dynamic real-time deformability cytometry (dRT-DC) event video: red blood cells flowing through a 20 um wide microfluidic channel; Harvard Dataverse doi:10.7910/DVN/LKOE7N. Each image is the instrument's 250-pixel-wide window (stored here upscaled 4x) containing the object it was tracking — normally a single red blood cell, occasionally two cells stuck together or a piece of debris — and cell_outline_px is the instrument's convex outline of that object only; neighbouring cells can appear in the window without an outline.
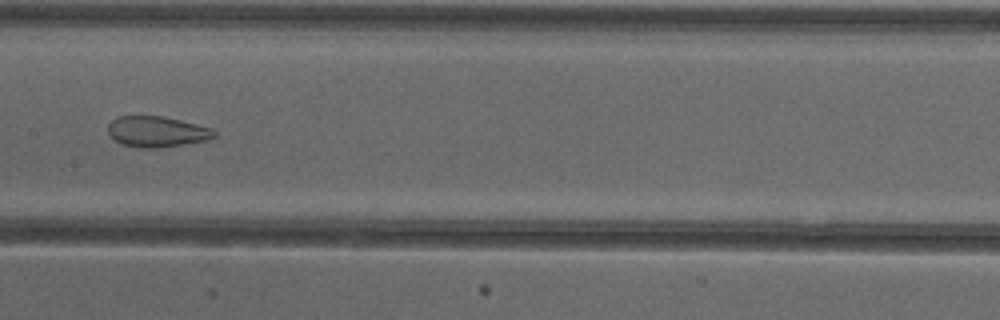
{"species": "common noctule bat (a hibernating species)", "species_latin": "Nyctalus noctula", "temperature_condition": "cold", "stored_images_in_passage": 53, "camera_frame_rate_fps": 3000, "um_per_image_px": 0.085, "animal": {"sex": "female"}, "frame": {"image": 1, "passage_image": 27, "time_ms": 8.667, "image_size_px": [1000, 320], "cell_outline_px": [[216, 136], [208, 140], [156, 148], [140, 148], [120, 144], [108, 132], [108, 124], [116, 116], [164, 116], [212, 128], [216, 132]], "centroid_in_image_um": [13.33, 11.18], "position_along_channel_um": 194.1, "area_um2": 19.02}}
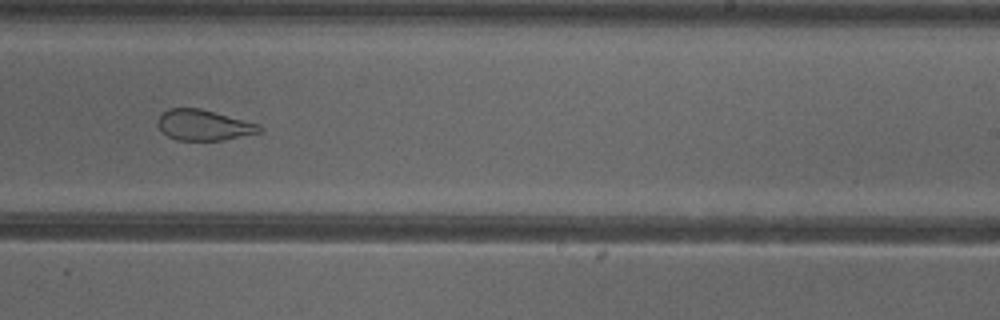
{"frame": {"image": 2, "passage_image": 33, "time_ms": 10.667, "image_size_px": [1000, 320], "cell_outline_px": [[264, 128], [260, 132], [224, 140], [176, 140], [168, 136], [156, 124], [156, 120], [168, 108], [200, 108], [260, 124]], "centroid_in_image_um": [17.32, 10.63], "position_along_channel_um": 271.7, "area_um2": 18.15}}
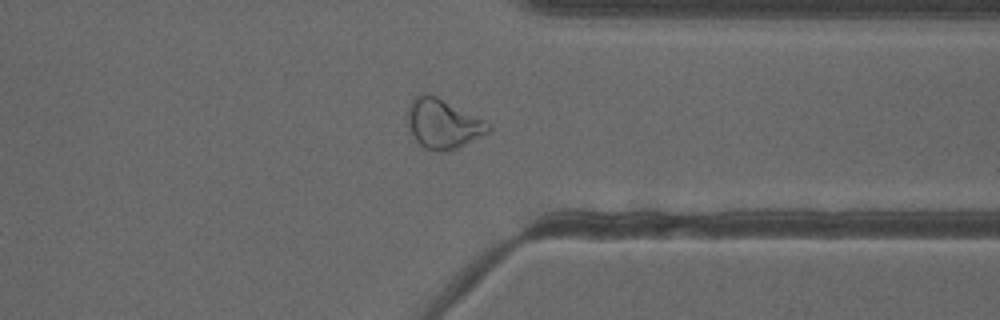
{"frame": {"image": 3, "passage_image": 41, "time_ms": 13.333, "image_size_px": [1000, 320], "cell_outline_px": [[492, 132], [448, 152], [440, 152], [424, 148], [412, 136], [408, 128], [408, 104], [416, 96], [428, 92], [488, 120], [492, 124]], "centroid_in_image_um": [37.71, 10.52], "position_along_channel_um": 373.7, "area_um2": 23.99}, "authors_computed_cell_mechanics": {"area_um2": 25.3164, "velocity_mm_per_s": 3.8963, "shape_relaxation_time_tau1_ms": null, "shape_relaxation_time_tau2_ms": 1.5384, "deformation_change_tau1": null, "deformation_change_tau2": 0.091}}